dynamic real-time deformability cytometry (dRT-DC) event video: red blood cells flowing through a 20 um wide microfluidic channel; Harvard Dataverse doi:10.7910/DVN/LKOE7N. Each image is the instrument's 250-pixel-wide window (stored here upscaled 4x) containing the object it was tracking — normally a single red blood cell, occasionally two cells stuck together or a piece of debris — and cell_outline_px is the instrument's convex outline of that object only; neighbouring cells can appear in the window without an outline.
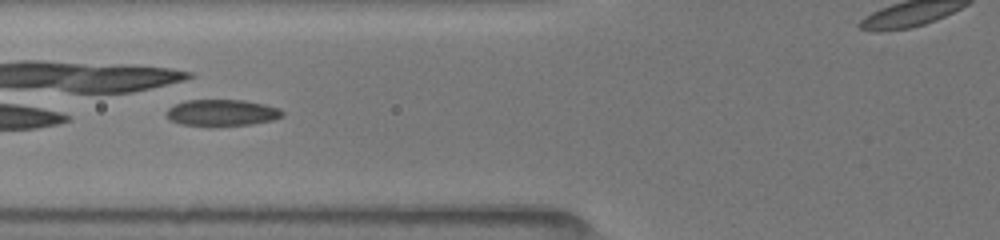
{"species": "common noctule bat (a hibernating species)", "species_latin": "Nyctalus noctula", "temperature_condition": "room temperature", "stored_images_in_passage": 10, "camera_frame_rate_fps": 3000, "um_per_image_px": 0.085, "animal": {"sex": "female", "body_mass_g": 19.5, "forearm_length_mm": 54.1}, "frame": {"image": 1, "passage_image": 9, "time_ms": 6.667, "image_size_px": [1000, 240], "cell_outline_px": [[284, 116], [272, 120], [252, 124], [212, 128], [180, 124], [168, 120], [168, 108], [184, 100], [244, 100], [264, 104], [280, 108], [284, 112]], "centroid_in_image_um": [18.87, 9.61], "position_along_channel_um": 106.9, "area_um2": 18.44}}
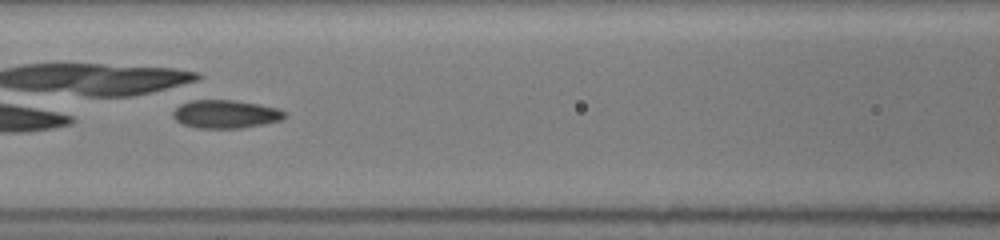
{"frame": {"image": 2, "passage_image": 10, "time_ms": 7.667, "image_size_px": [1000, 240], "cell_outline_px": [[288, 116], [280, 120], [240, 128], [196, 128], [184, 124], [176, 120], [172, 116], [172, 112], [180, 104], [192, 100], [232, 100], [260, 104], [280, 108]], "centroid_in_image_um": [19.17, 9.69], "position_along_channel_um": 147.4, "area_um2": 18.32}}